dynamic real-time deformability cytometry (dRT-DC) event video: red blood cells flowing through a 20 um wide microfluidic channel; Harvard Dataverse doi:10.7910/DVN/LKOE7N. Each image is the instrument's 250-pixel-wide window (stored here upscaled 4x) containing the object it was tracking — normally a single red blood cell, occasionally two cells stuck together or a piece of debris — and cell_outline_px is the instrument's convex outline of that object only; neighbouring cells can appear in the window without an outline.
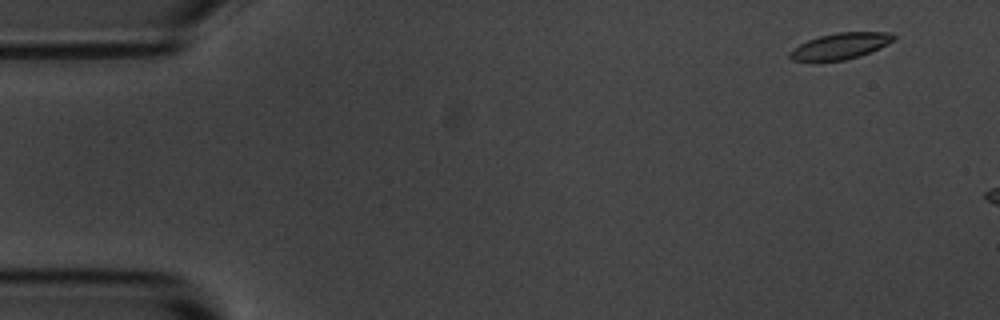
{"species": "common noctule bat (a hibernating species)", "species_latin": "Nyctalus noctula", "temperature_condition": "room temperature", "stored_images_in_passage": 3, "camera_frame_rate_fps": 3000, "um_per_image_px": 0.085, "animal": {"sex": "male", "body_mass_g": 20.1, "forearm_length_mm": 53.5}, "frame": {"image": 1, "passage_image": 1, "time_ms": 0.0, "image_size_px": [1000, 320], "cell_outline_px": [[896, 40], [880, 48], [860, 56], [844, 60], [812, 64], [792, 60], [788, 56], [788, 52], [792, 48], [808, 40], [820, 36], [836, 32], [892, 32], [896, 36]], "centroid_in_image_um": [71.38, 3.95], "position_along_channel_um": 13.6, "area_um2": 16.59}}